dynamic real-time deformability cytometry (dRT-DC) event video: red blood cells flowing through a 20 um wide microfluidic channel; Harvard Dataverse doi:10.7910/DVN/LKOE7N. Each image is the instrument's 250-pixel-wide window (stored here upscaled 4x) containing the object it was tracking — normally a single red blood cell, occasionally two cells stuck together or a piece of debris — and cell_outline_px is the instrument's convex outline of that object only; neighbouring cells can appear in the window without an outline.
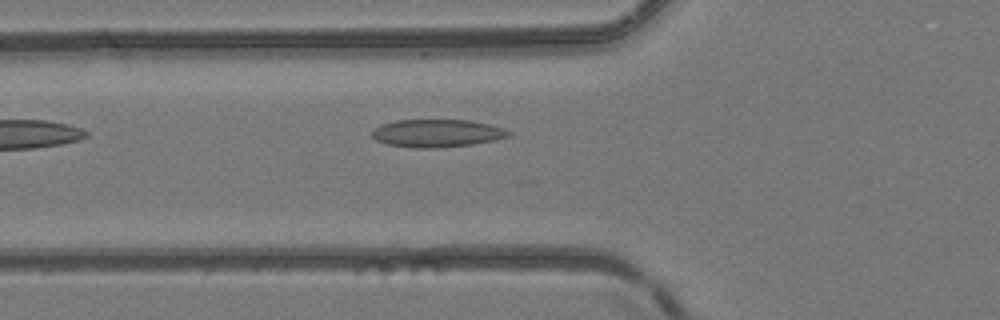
{"species": "common noctule bat (a hibernating species)", "species_latin": "Nyctalus noctula", "temperature_condition": "room temperature", "stored_images_in_passage": 5, "camera_frame_rate_fps": 3000, "um_per_image_px": 0.085, "animal": {"sex": "female", "body_mass_g": 24.6, "forearm_length_mm": 56.2}, "frame": {"image": 1, "passage_image": 5, "time_ms": 1.333, "image_size_px": [1000, 320], "cell_outline_px": [[512, 132], [508, 136], [496, 140], [472, 144], [436, 148], [412, 148], [388, 144], [376, 140], [372, 136], [372, 132], [380, 124], [396, 120], [468, 120], [488, 124], [504, 128]], "centroid_in_image_um": [37.14, 11.32], "position_along_channel_um": 88.7, "area_um2": 22.08}}